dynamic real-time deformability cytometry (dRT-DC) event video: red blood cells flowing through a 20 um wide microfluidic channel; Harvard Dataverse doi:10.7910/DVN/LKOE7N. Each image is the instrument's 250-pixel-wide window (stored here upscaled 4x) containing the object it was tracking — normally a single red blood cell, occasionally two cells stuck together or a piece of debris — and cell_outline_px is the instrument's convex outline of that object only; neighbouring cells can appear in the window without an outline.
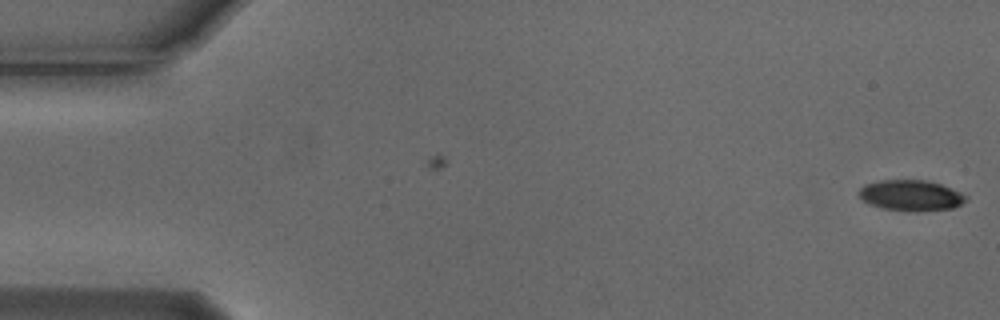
{"species": "Egyptian fruit bat (a non-hibernating species)", "species_latin": "Rousettus aegyptiacus", "temperature_condition": "cold", "stored_images_in_passage": 6, "camera_frame_rate_fps": 3000, "um_per_image_px": 0.085, "animal": {"sex": "male"}, "frame": {"image": 1, "passage_image": 6, "time_ms": 1.667, "image_size_px": [1000, 320], "cell_outline_px": [[968, 200], [952, 208], [884, 208], [868, 204], [860, 196], [860, 188], [864, 184], [880, 180], [928, 180], [940, 184], [960, 192], [968, 196]], "centroid_in_image_um": [77.42, 16.54], "position_along_channel_um": 7.6, "area_um2": 18.15}}